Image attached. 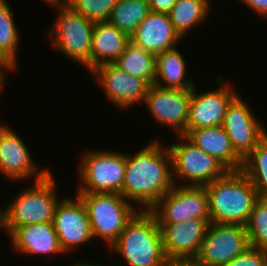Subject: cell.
Listing matches in <instances>:
<instances>
[{"label": "cell", "instance_id": "ffe728a7", "mask_svg": "<svg viewBox=\"0 0 267 266\" xmlns=\"http://www.w3.org/2000/svg\"><path fill=\"white\" fill-rule=\"evenodd\" d=\"M185 137L196 147L215 157L229 171L241 170L243 159L235 152L222 126L193 129Z\"/></svg>", "mask_w": 267, "mask_h": 266}, {"label": "cell", "instance_id": "30bf717a", "mask_svg": "<svg viewBox=\"0 0 267 266\" xmlns=\"http://www.w3.org/2000/svg\"><path fill=\"white\" fill-rule=\"evenodd\" d=\"M249 246L246 226L210 223L195 258L209 266H225Z\"/></svg>", "mask_w": 267, "mask_h": 266}, {"label": "cell", "instance_id": "5b68a950", "mask_svg": "<svg viewBox=\"0 0 267 266\" xmlns=\"http://www.w3.org/2000/svg\"><path fill=\"white\" fill-rule=\"evenodd\" d=\"M88 213L93 239L105 240L108 248L140 210L118 193H77Z\"/></svg>", "mask_w": 267, "mask_h": 266}, {"label": "cell", "instance_id": "9a60e30c", "mask_svg": "<svg viewBox=\"0 0 267 266\" xmlns=\"http://www.w3.org/2000/svg\"><path fill=\"white\" fill-rule=\"evenodd\" d=\"M33 161L28 146L8 126L0 125V171L12 181L43 179L50 173V169H38ZM37 170H39L37 172ZM33 177V178H32ZM31 178V179H30Z\"/></svg>", "mask_w": 267, "mask_h": 266}, {"label": "cell", "instance_id": "8992f818", "mask_svg": "<svg viewBox=\"0 0 267 266\" xmlns=\"http://www.w3.org/2000/svg\"><path fill=\"white\" fill-rule=\"evenodd\" d=\"M58 17L49 30V40L57 51L91 71L92 34L95 22L70 6L56 9Z\"/></svg>", "mask_w": 267, "mask_h": 266}, {"label": "cell", "instance_id": "4fadbf2b", "mask_svg": "<svg viewBox=\"0 0 267 266\" xmlns=\"http://www.w3.org/2000/svg\"><path fill=\"white\" fill-rule=\"evenodd\" d=\"M216 80L220 86L217 90L199 94L195 86L191 90L186 134L193 129L221 126L228 106L239 95L231 84L225 83L222 76Z\"/></svg>", "mask_w": 267, "mask_h": 266}, {"label": "cell", "instance_id": "7c38bea8", "mask_svg": "<svg viewBox=\"0 0 267 266\" xmlns=\"http://www.w3.org/2000/svg\"><path fill=\"white\" fill-rule=\"evenodd\" d=\"M238 95L228 106L222 127L235 152L244 159L267 135L263 124L251 112L249 104Z\"/></svg>", "mask_w": 267, "mask_h": 266}, {"label": "cell", "instance_id": "4dcf8cb0", "mask_svg": "<svg viewBox=\"0 0 267 266\" xmlns=\"http://www.w3.org/2000/svg\"><path fill=\"white\" fill-rule=\"evenodd\" d=\"M177 0H148L149 9L152 12L168 14Z\"/></svg>", "mask_w": 267, "mask_h": 266}, {"label": "cell", "instance_id": "8fae6325", "mask_svg": "<svg viewBox=\"0 0 267 266\" xmlns=\"http://www.w3.org/2000/svg\"><path fill=\"white\" fill-rule=\"evenodd\" d=\"M191 90L149 86L144 102L152 117L162 126L172 127L178 135H186Z\"/></svg>", "mask_w": 267, "mask_h": 266}, {"label": "cell", "instance_id": "9c48e42d", "mask_svg": "<svg viewBox=\"0 0 267 266\" xmlns=\"http://www.w3.org/2000/svg\"><path fill=\"white\" fill-rule=\"evenodd\" d=\"M149 211L157 223L210 219L205 187L174 185Z\"/></svg>", "mask_w": 267, "mask_h": 266}, {"label": "cell", "instance_id": "83f0119b", "mask_svg": "<svg viewBox=\"0 0 267 266\" xmlns=\"http://www.w3.org/2000/svg\"><path fill=\"white\" fill-rule=\"evenodd\" d=\"M249 245L267 251V199L259 198L246 225Z\"/></svg>", "mask_w": 267, "mask_h": 266}, {"label": "cell", "instance_id": "f1b7e54d", "mask_svg": "<svg viewBox=\"0 0 267 266\" xmlns=\"http://www.w3.org/2000/svg\"><path fill=\"white\" fill-rule=\"evenodd\" d=\"M117 0H69L68 6L94 22L108 21Z\"/></svg>", "mask_w": 267, "mask_h": 266}, {"label": "cell", "instance_id": "ba28073f", "mask_svg": "<svg viewBox=\"0 0 267 266\" xmlns=\"http://www.w3.org/2000/svg\"><path fill=\"white\" fill-rule=\"evenodd\" d=\"M178 137L181 139L178 143L167 145L172 158L175 185L204 187L229 171L220 161L196 147L184 135ZM177 180L186 183L181 185L178 184L181 181Z\"/></svg>", "mask_w": 267, "mask_h": 266}, {"label": "cell", "instance_id": "e575fe53", "mask_svg": "<svg viewBox=\"0 0 267 266\" xmlns=\"http://www.w3.org/2000/svg\"><path fill=\"white\" fill-rule=\"evenodd\" d=\"M54 9L68 6L69 0H43Z\"/></svg>", "mask_w": 267, "mask_h": 266}, {"label": "cell", "instance_id": "6da1fadb", "mask_svg": "<svg viewBox=\"0 0 267 266\" xmlns=\"http://www.w3.org/2000/svg\"><path fill=\"white\" fill-rule=\"evenodd\" d=\"M174 185L167 144L165 147L154 139L135 155L126 154L121 194L129 202L142 204L140 210L149 211Z\"/></svg>", "mask_w": 267, "mask_h": 266}, {"label": "cell", "instance_id": "8d00e7d4", "mask_svg": "<svg viewBox=\"0 0 267 266\" xmlns=\"http://www.w3.org/2000/svg\"><path fill=\"white\" fill-rule=\"evenodd\" d=\"M73 266H98V264L95 265V264H91V263L88 264V263H84V262L83 263H80V262L77 263V262H75V265H73Z\"/></svg>", "mask_w": 267, "mask_h": 266}, {"label": "cell", "instance_id": "5bb4252c", "mask_svg": "<svg viewBox=\"0 0 267 266\" xmlns=\"http://www.w3.org/2000/svg\"><path fill=\"white\" fill-rule=\"evenodd\" d=\"M52 223L64 253L93 239L87 210L77 195L75 199L66 196L60 200Z\"/></svg>", "mask_w": 267, "mask_h": 266}, {"label": "cell", "instance_id": "cb8c5ba5", "mask_svg": "<svg viewBox=\"0 0 267 266\" xmlns=\"http://www.w3.org/2000/svg\"><path fill=\"white\" fill-rule=\"evenodd\" d=\"M210 9L209 0H177L168 16L174 30L183 38L190 29L205 22Z\"/></svg>", "mask_w": 267, "mask_h": 266}, {"label": "cell", "instance_id": "7a4b0ae2", "mask_svg": "<svg viewBox=\"0 0 267 266\" xmlns=\"http://www.w3.org/2000/svg\"><path fill=\"white\" fill-rule=\"evenodd\" d=\"M204 187L211 223L247 225L259 197L253 183L241 170L228 171Z\"/></svg>", "mask_w": 267, "mask_h": 266}, {"label": "cell", "instance_id": "603a6c76", "mask_svg": "<svg viewBox=\"0 0 267 266\" xmlns=\"http://www.w3.org/2000/svg\"><path fill=\"white\" fill-rule=\"evenodd\" d=\"M126 73L144 79L149 85L156 78V55L129 42L124 53L114 62Z\"/></svg>", "mask_w": 267, "mask_h": 266}, {"label": "cell", "instance_id": "277c9868", "mask_svg": "<svg viewBox=\"0 0 267 266\" xmlns=\"http://www.w3.org/2000/svg\"><path fill=\"white\" fill-rule=\"evenodd\" d=\"M52 171L43 179L28 185L4 210V231L8 235L20 226L53 221L54 212L60 202L56 188V178Z\"/></svg>", "mask_w": 267, "mask_h": 266}, {"label": "cell", "instance_id": "484cf974", "mask_svg": "<svg viewBox=\"0 0 267 266\" xmlns=\"http://www.w3.org/2000/svg\"><path fill=\"white\" fill-rule=\"evenodd\" d=\"M19 33L11 8L6 0H0V61L18 70L17 52Z\"/></svg>", "mask_w": 267, "mask_h": 266}, {"label": "cell", "instance_id": "44dd1931", "mask_svg": "<svg viewBox=\"0 0 267 266\" xmlns=\"http://www.w3.org/2000/svg\"><path fill=\"white\" fill-rule=\"evenodd\" d=\"M130 36L108 21L95 22L92 34L91 70L103 63H114L130 42Z\"/></svg>", "mask_w": 267, "mask_h": 266}, {"label": "cell", "instance_id": "836d02e7", "mask_svg": "<svg viewBox=\"0 0 267 266\" xmlns=\"http://www.w3.org/2000/svg\"><path fill=\"white\" fill-rule=\"evenodd\" d=\"M14 71V69L7 63H4V62H1L0 61V93H1V90L3 88V85L6 83L5 82V79H6V71Z\"/></svg>", "mask_w": 267, "mask_h": 266}, {"label": "cell", "instance_id": "52a82bcc", "mask_svg": "<svg viewBox=\"0 0 267 266\" xmlns=\"http://www.w3.org/2000/svg\"><path fill=\"white\" fill-rule=\"evenodd\" d=\"M80 163L78 193L121 194L126 170L125 153L90 149L83 152Z\"/></svg>", "mask_w": 267, "mask_h": 266}, {"label": "cell", "instance_id": "d6986e66", "mask_svg": "<svg viewBox=\"0 0 267 266\" xmlns=\"http://www.w3.org/2000/svg\"><path fill=\"white\" fill-rule=\"evenodd\" d=\"M10 236L15 252L26 255L64 253L53 223H38L16 227Z\"/></svg>", "mask_w": 267, "mask_h": 266}, {"label": "cell", "instance_id": "e0dca14e", "mask_svg": "<svg viewBox=\"0 0 267 266\" xmlns=\"http://www.w3.org/2000/svg\"><path fill=\"white\" fill-rule=\"evenodd\" d=\"M210 223V219H191L178 224L158 223L167 258H195Z\"/></svg>", "mask_w": 267, "mask_h": 266}, {"label": "cell", "instance_id": "ac0fdd59", "mask_svg": "<svg viewBox=\"0 0 267 266\" xmlns=\"http://www.w3.org/2000/svg\"><path fill=\"white\" fill-rule=\"evenodd\" d=\"M181 39L168 14L152 11L130 36L131 42L155 55L176 47Z\"/></svg>", "mask_w": 267, "mask_h": 266}, {"label": "cell", "instance_id": "d4e9b609", "mask_svg": "<svg viewBox=\"0 0 267 266\" xmlns=\"http://www.w3.org/2000/svg\"><path fill=\"white\" fill-rule=\"evenodd\" d=\"M149 12L148 0H117L108 22L131 36Z\"/></svg>", "mask_w": 267, "mask_h": 266}, {"label": "cell", "instance_id": "d590c367", "mask_svg": "<svg viewBox=\"0 0 267 266\" xmlns=\"http://www.w3.org/2000/svg\"><path fill=\"white\" fill-rule=\"evenodd\" d=\"M0 228L2 230L5 229V226H4V208L1 209V207H0Z\"/></svg>", "mask_w": 267, "mask_h": 266}, {"label": "cell", "instance_id": "f546056e", "mask_svg": "<svg viewBox=\"0 0 267 266\" xmlns=\"http://www.w3.org/2000/svg\"><path fill=\"white\" fill-rule=\"evenodd\" d=\"M225 266H267V251L249 246Z\"/></svg>", "mask_w": 267, "mask_h": 266}, {"label": "cell", "instance_id": "d6a6232c", "mask_svg": "<svg viewBox=\"0 0 267 266\" xmlns=\"http://www.w3.org/2000/svg\"><path fill=\"white\" fill-rule=\"evenodd\" d=\"M168 266H209L198 261L196 258H178L170 260Z\"/></svg>", "mask_w": 267, "mask_h": 266}, {"label": "cell", "instance_id": "2e32d148", "mask_svg": "<svg viewBox=\"0 0 267 266\" xmlns=\"http://www.w3.org/2000/svg\"><path fill=\"white\" fill-rule=\"evenodd\" d=\"M106 93L107 100L119 108H129L144 101L149 84L132 76L114 63H103L90 71Z\"/></svg>", "mask_w": 267, "mask_h": 266}, {"label": "cell", "instance_id": "7402d4cb", "mask_svg": "<svg viewBox=\"0 0 267 266\" xmlns=\"http://www.w3.org/2000/svg\"><path fill=\"white\" fill-rule=\"evenodd\" d=\"M186 61L177 47L156 55V78L154 84L162 88L192 90L193 80L185 79Z\"/></svg>", "mask_w": 267, "mask_h": 266}, {"label": "cell", "instance_id": "1f68e13d", "mask_svg": "<svg viewBox=\"0 0 267 266\" xmlns=\"http://www.w3.org/2000/svg\"><path fill=\"white\" fill-rule=\"evenodd\" d=\"M247 7H249L255 14L267 17V0H241Z\"/></svg>", "mask_w": 267, "mask_h": 266}, {"label": "cell", "instance_id": "4316f807", "mask_svg": "<svg viewBox=\"0 0 267 266\" xmlns=\"http://www.w3.org/2000/svg\"><path fill=\"white\" fill-rule=\"evenodd\" d=\"M241 171L253 183L258 197L267 199V135L243 159Z\"/></svg>", "mask_w": 267, "mask_h": 266}, {"label": "cell", "instance_id": "3957f363", "mask_svg": "<svg viewBox=\"0 0 267 266\" xmlns=\"http://www.w3.org/2000/svg\"><path fill=\"white\" fill-rule=\"evenodd\" d=\"M110 248L127 266H168L170 262L160 227L150 211L139 210Z\"/></svg>", "mask_w": 267, "mask_h": 266}]
</instances>
